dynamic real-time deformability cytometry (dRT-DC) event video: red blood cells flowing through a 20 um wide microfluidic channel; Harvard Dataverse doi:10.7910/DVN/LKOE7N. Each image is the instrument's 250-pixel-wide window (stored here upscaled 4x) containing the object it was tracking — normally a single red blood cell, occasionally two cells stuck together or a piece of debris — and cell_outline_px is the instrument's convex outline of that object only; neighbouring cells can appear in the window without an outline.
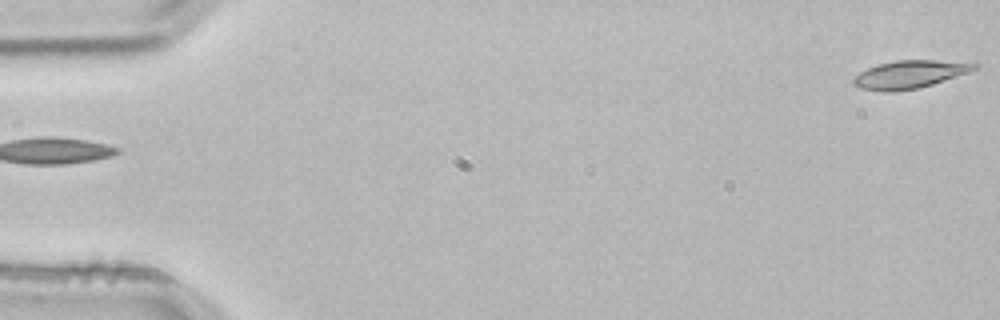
{"species": "common noctule bat (a hibernating species)", "species_latin": "Nyctalus noctula", "temperature_condition": "room temperature", "stored_images_in_passage": 4, "camera_frame_rate_fps": 3000, "um_per_image_px": 0.085, "animal": {"sex": "male", "body_mass_g": 21.5, "forearm_length_mm": 52.0}, "frame": {"image": 1, "passage_image": 4, "time_ms": 1.0, "image_size_px": [1000, 320], "cell_outline_px": [[980, 64], [976, 68], [968, 72], [920, 88], [892, 92], [884, 92], [860, 88], [852, 84], [852, 80], [860, 72], [876, 64], [896, 60], [932, 60]], "centroid_in_image_um": [77.25, 6.33], "position_along_channel_um": 7.7, "area_um2": 19.48}}